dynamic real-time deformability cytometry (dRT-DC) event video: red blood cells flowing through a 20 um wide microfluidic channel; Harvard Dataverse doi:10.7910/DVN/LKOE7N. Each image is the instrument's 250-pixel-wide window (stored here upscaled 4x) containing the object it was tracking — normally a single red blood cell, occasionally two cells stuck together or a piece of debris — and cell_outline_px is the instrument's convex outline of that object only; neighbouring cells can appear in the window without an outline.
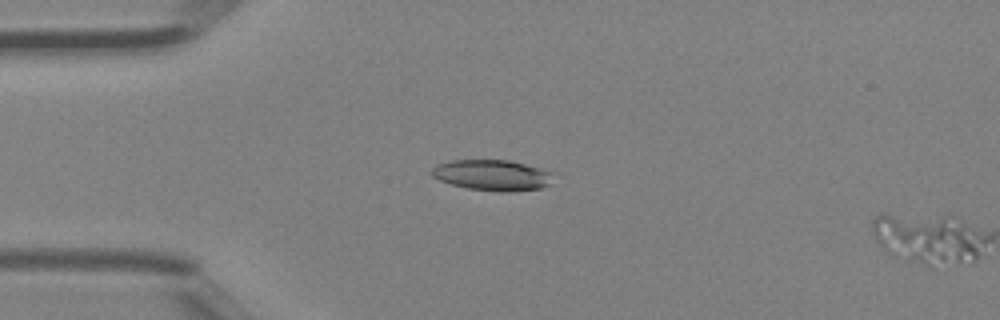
{"species": "Egyptian fruit bat (a non-hibernating species)", "species_latin": "Rousettus aegyptiacus", "temperature_condition": "room temperature", "stored_images_in_passage": 5, "camera_frame_rate_fps": 3000, "um_per_image_px": 0.085, "animal": {"sex": "female"}, "frame": {"image": 1, "passage_image": 4, "time_ms": 1.0, "image_size_px": [1000, 320], "cell_outline_px": [[556, 172], [552, 184], [540, 188], [508, 192], [500, 192], [468, 188], [452, 184], [440, 180], [432, 176], [432, 168], [436, 164], [448, 160], [508, 160]], "centroid_in_image_um": [41.9, 14.88], "position_along_channel_um": 43.1, "area_um2": 22.02}}